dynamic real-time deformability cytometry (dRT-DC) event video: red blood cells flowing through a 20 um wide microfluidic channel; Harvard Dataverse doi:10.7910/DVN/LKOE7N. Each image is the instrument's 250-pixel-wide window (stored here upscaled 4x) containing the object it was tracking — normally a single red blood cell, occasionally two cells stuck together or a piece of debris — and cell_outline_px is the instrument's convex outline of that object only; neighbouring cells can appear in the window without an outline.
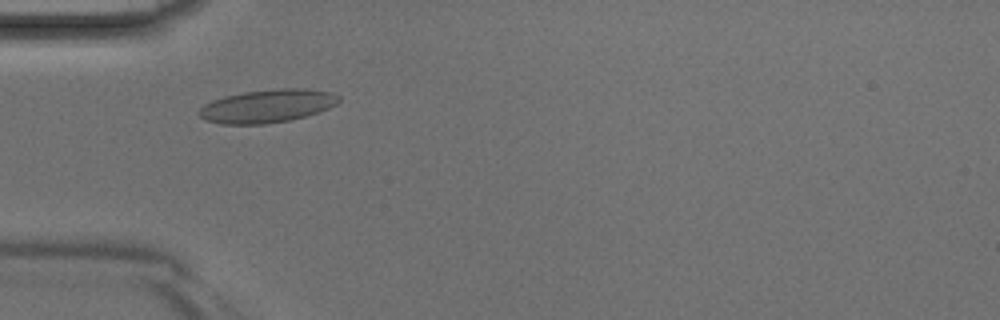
{"species": "Egyptian fruit bat (a non-hibernating species)", "species_latin": "Rousettus aegyptiacus", "temperature_condition": "room temperature", "stored_images_in_passage": 40, "camera_frame_rate_fps": 3000, "um_per_image_px": 0.085, "animal": {"sex": "male"}, "frame": {"image": 1, "passage_image": 10, "time_ms": 3.0, "image_size_px": [1000, 320], "cell_outline_px": [[340, 100], [336, 104], [328, 108], [304, 116], [288, 120], [264, 124], [220, 124], [204, 120], [196, 112], [204, 104], [212, 100], [224, 96], [244, 92], [280, 88], [300, 88], [332, 92], [340, 96]], "centroid_in_image_um": [22.68, 9.01], "position_along_channel_um": 62.3, "area_um2": 26.93}}
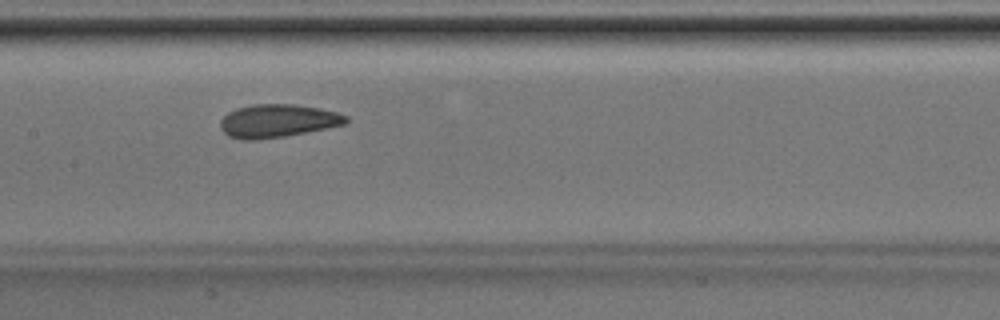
{"frame": {"image": 2, "passage_image": 18, "time_ms": 5.667, "image_size_px": [1000, 320], "cell_outline_px": [[348, 124], [284, 136], [256, 140], [240, 140], [228, 136], [220, 128], [220, 120], [228, 112], [236, 108], [252, 104], [292, 104], [320, 108], [336, 112], [348, 116]], "centroid_in_image_um": [23.58, 10.27], "position_along_channel_um": 183.8, "area_um2": 24.39}}
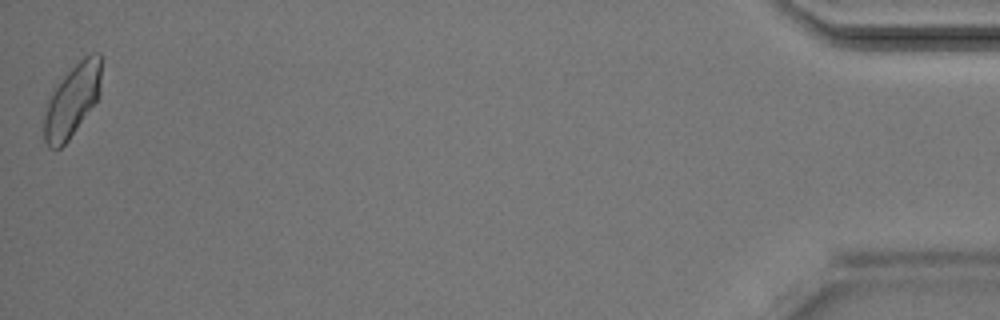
{"frame": {"image": 3, "passage_image": 40, "time_ms": 13.0, "image_size_px": [1000, 320], "cell_outline_px": [[100, 92], [96, 100], [68, 140], [60, 148], [48, 148], [44, 140], [44, 116], [48, 100], [60, 80], [80, 60], [92, 52], [100, 52]], "centroid_in_image_um": [6.12, 8.55], "position_along_channel_um": 429.1, "area_um2": 23.47}}